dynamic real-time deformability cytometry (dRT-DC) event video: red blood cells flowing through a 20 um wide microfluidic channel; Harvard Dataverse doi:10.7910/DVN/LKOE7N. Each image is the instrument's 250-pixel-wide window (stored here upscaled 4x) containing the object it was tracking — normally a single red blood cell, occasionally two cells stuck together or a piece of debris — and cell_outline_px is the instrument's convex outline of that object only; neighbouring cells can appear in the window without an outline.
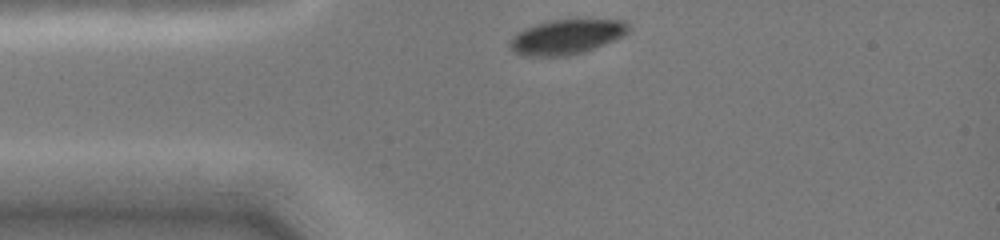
{"species": "common noctule bat (a hibernating species)", "species_latin": "Nyctalus noctula", "temperature_condition": "cold", "stored_images_in_passage": 5, "camera_frame_rate_fps": 3000, "um_per_image_px": 0.085, "animal": {"sex": "female", "body_mass_g": 19.0, "forearm_length_mm": 51.5}, "frame": {"image": 1, "passage_image": 1, "time_ms": 0.0, "image_size_px": [1000, 240], "cell_outline_px": [[628, 32], [604, 44], [580, 52], [564, 56], [528, 56], [516, 52], [512, 48], [512, 36], [516, 32], [524, 28], [536, 24], [552, 20], [628, 20]], "centroid_in_image_um": [48.14, 3.11], "position_along_channel_um": 36.9, "area_um2": 23.35}}
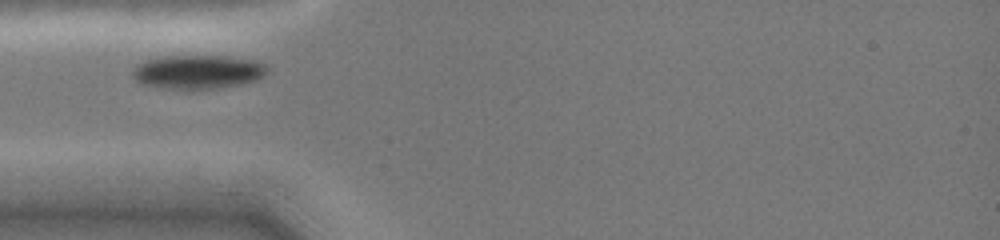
{"frame": {"image": 2, "passage_image": 3, "time_ms": 1.333, "image_size_px": [1000, 240], "cell_outline_px": [[268, 72], [264, 76], [256, 80], [240, 84], [220, 88], [156, 88], [140, 84], [132, 76], [132, 72], [136, 64], [160, 56], [224, 56], [252, 60], [264, 64], [268, 68]], "centroid_in_image_um": [16.78, 6.11], "position_along_channel_um": 68.2, "area_um2": 26.53}}
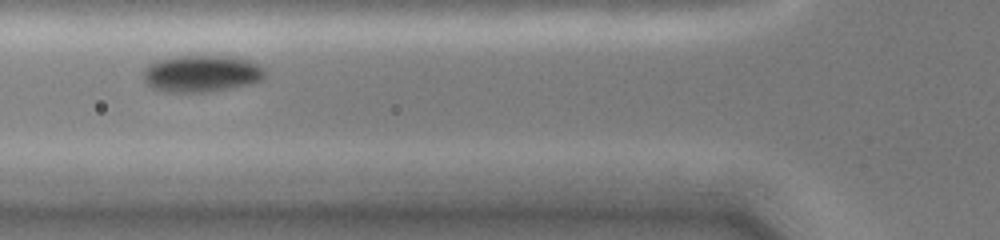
{"frame": {"image": 3, "passage_image": 4, "time_ms": 2.333, "image_size_px": [1000, 240], "cell_outline_px": [[268, 72], [260, 80], [248, 84], [228, 88], [204, 92], [168, 92], [152, 88], [144, 80], [144, 72], [148, 64], [156, 60], [176, 56], [232, 56], [252, 60], [260, 64]], "centroid_in_image_um": [17.16, 6.24], "position_along_channel_um": 108.6, "area_um2": 26.24}}